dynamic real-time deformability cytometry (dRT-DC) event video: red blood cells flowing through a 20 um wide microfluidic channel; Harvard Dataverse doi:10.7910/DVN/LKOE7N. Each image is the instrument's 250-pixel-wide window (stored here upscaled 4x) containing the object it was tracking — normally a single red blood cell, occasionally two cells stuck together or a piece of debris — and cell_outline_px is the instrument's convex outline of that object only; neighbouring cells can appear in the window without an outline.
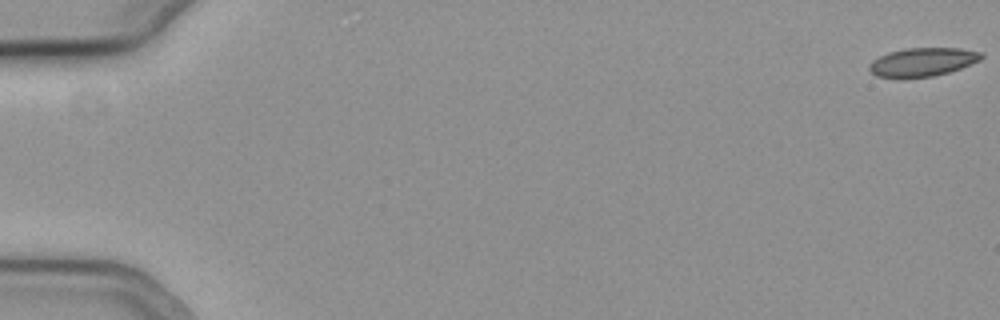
{"species": "common noctule bat (a hibernating species)", "species_latin": "Nyctalus noctula", "temperature_condition": "cold", "stored_images_in_passage": 9, "camera_frame_rate_fps": 3000, "um_per_image_px": 0.085, "animal": {"sex": "female", "body_mass_g": 19.3, "forearm_length_mm": 54.1}, "frame": {"image": 1, "passage_image": 1, "time_ms": 0.0, "image_size_px": [1000, 320], "cell_outline_px": [[984, 56], [980, 60], [960, 68], [948, 72], [932, 76], [904, 80], [896, 80], [876, 76], [868, 68], [868, 64], [872, 60], [888, 52], [904, 48], [960, 48], [984, 52]], "centroid_in_image_um": [78.36, 5.3], "position_along_channel_um": 6.6, "area_um2": 19.25}}